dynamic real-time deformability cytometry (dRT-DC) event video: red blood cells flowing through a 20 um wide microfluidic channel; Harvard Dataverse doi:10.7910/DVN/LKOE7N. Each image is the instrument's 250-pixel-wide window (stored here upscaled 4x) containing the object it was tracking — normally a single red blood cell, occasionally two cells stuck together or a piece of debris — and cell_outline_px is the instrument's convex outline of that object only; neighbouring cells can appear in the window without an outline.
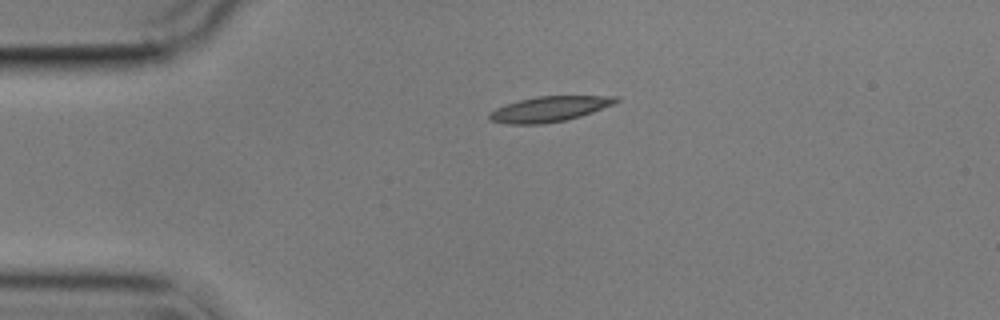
{"species": "common noctule bat (a hibernating species)", "species_latin": "Nyctalus noctula", "temperature_condition": "cold", "stored_images_in_passage": 45, "camera_frame_rate_fps": 3000, "um_per_image_px": 0.085, "animal": {"sex": "male", "body_mass_g": 17.9}, "frame": {"image": 1, "passage_image": 1, "time_ms": 0.0, "image_size_px": [1000, 320], "cell_outline_px": [[620, 100], [612, 104], [592, 112], [580, 116], [564, 120], [540, 124], [508, 124], [488, 120], [488, 112], [496, 108], [520, 100], [536, 96], [620, 96]], "centroid_in_image_um": [46.66, 9.26], "position_along_channel_um": 38.3, "area_um2": 18.5}}
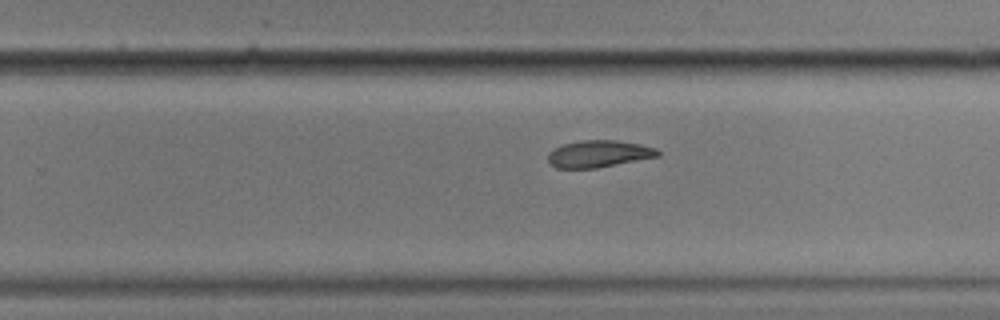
{"frame": {"image": 2, "passage_image": 24, "time_ms": 7.667, "image_size_px": [1000, 320], "cell_outline_px": [[660, 156], [596, 168], [556, 168], [548, 160], [548, 152], [564, 144], [580, 140], [616, 140], [640, 144], [656, 148], [660, 152]], "centroid_in_image_um": [50.91, 13.07], "position_along_channel_um": 278.9, "area_um2": 17.17}}
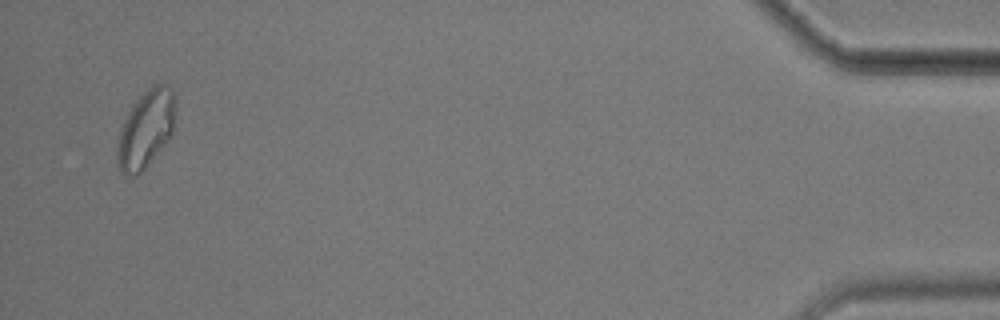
{"frame": {"image": 3, "passage_image": 43, "time_ms": 14.0, "image_size_px": [1000, 320], "cell_outline_px": [[176, 112], [172, 136], [144, 168], [136, 176], [132, 176], [120, 172], [116, 160], [116, 152], [120, 132], [124, 120], [132, 104], [152, 84], [168, 84], [176, 92]], "centroid_in_image_um": [12.43, 10.93], "position_along_channel_um": 422.8, "area_um2": 26.65}, "authors_computed_cell_mechanics": {"area_um2": 18.6116, "velocity_mm_per_s": 3.5337, "shape_relaxation_time_tau1_ms": 9.0022, "shape_relaxation_time_tau2_ms": null, "deformation_change_tau1": 0.2095, "deformation_change_tau2": null}}